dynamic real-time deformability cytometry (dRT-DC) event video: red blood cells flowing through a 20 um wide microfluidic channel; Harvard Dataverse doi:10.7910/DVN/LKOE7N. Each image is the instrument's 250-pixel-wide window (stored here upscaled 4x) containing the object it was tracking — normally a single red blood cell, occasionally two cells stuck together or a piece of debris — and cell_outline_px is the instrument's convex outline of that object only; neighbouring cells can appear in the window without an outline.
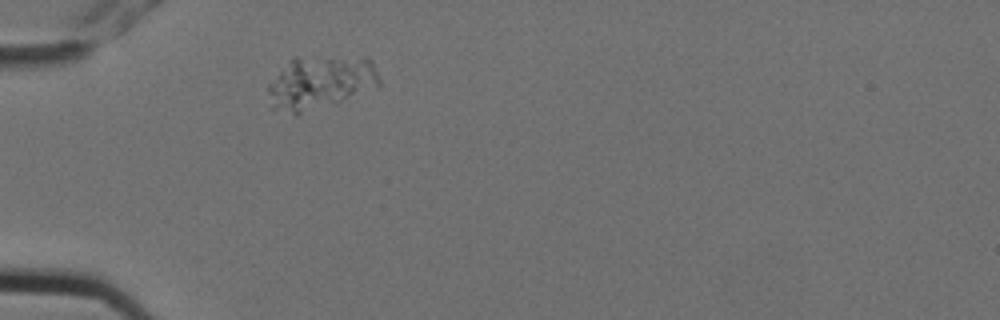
{"species": "Egyptian fruit bat (a non-hibernating species)", "species_latin": "Rousettus aegyptiacus", "temperature_condition": "cold", "stored_images_in_passage": 1, "camera_frame_rate_fps": 3000, "um_per_image_px": 0.085, "animal": {"sex": "female"}, "frame": {"image": 1, "passage_image": 1, "time_ms": 0.0, "image_size_px": [1000, 320], "cell_outline_px": [[380, 88], [336, 104], [296, 116], [272, 108], [268, 92], [268, 84], [288, 60], [364, 56], [372, 64], [380, 80]], "centroid_in_image_um": [27.27, 7.08], "position_along_channel_um": 57.7, "area_um2": 34.74}}